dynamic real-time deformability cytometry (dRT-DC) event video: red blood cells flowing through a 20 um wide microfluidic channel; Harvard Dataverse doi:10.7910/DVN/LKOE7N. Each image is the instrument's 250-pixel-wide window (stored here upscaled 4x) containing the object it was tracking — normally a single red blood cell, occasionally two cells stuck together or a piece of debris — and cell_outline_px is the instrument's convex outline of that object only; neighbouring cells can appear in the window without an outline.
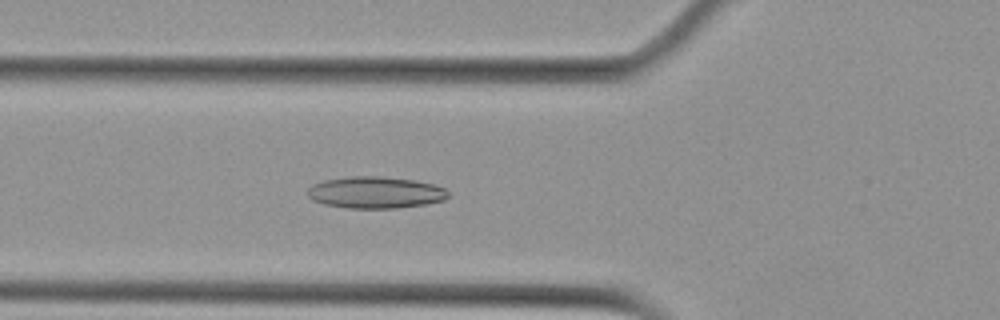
{"species": "Egyptian fruit bat (a non-hibernating species)", "species_latin": "Rousettus aegyptiacus", "temperature_condition": "cold", "stored_images_in_passage": 5, "camera_frame_rate_fps": 3000, "um_per_image_px": 0.085, "animal": {"sex": "female"}, "frame": {"image": 1, "passage_image": 5, "time_ms": 5.333, "image_size_px": [1000, 320], "cell_outline_px": [[448, 196], [444, 200], [428, 204], [396, 208], [348, 208], [324, 204], [312, 200], [308, 196], [308, 188], [312, 184], [324, 180], [352, 176], [380, 176], [416, 180], [436, 184], [444, 188], [448, 192]], "centroid_in_image_um": [31.93, 16.35], "position_along_channel_um": 93.9, "area_um2": 26.18}}